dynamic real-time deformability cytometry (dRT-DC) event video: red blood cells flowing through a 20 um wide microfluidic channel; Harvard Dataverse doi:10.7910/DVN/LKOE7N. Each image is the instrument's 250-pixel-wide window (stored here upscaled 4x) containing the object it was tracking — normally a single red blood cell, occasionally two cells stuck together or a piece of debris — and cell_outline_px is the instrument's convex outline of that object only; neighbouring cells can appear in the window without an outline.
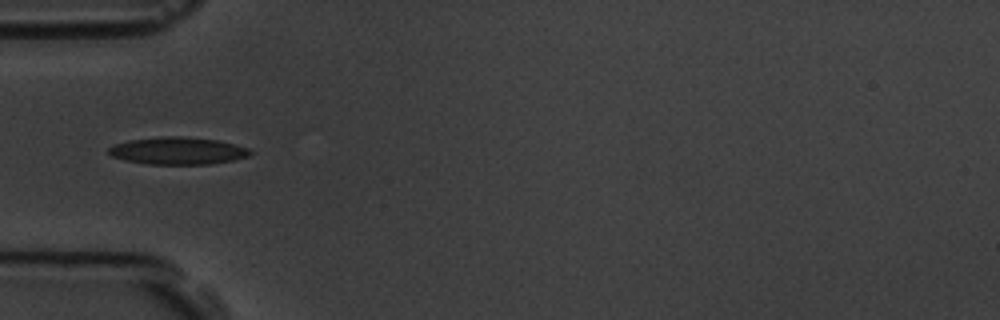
{"species": "common noctule bat (a hibernating species)", "species_latin": "Nyctalus noctula", "temperature_condition": "room temperature", "stored_images_in_passage": 8, "camera_frame_rate_fps": 3000, "um_per_image_px": 0.085, "animal": {"sex": "male", "body_mass_g": 19.5, "forearm_length_mm": 54.6}, "frame": {"image": 1, "passage_image": 5, "time_ms": 4.667, "image_size_px": [1000, 320], "cell_outline_px": [[252, 152], [248, 156], [232, 160], [212, 164], [148, 164], [124, 160], [112, 156], [108, 152], [108, 148], [112, 144], [128, 140], [160, 136], [180, 136], [216, 140], [236, 144], [248, 148]], "centroid_in_image_um": [15.07, 12.81], "position_along_channel_um": 69.9, "area_um2": 22.6}}
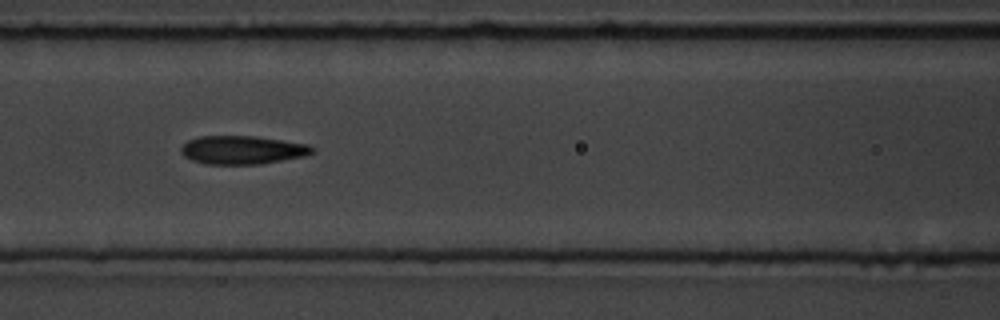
{"frame": {"image": 2, "passage_image": 7, "time_ms": 6.667, "image_size_px": [1000, 320], "cell_outline_px": [[316, 148], [312, 152], [304, 156], [260, 164], [204, 164], [192, 160], [184, 156], [180, 152], [180, 148], [188, 140], [200, 136], [256, 136], [308, 144]], "centroid_in_image_um": [20.58, 12.74], "position_along_channel_um": 146.0, "area_um2": 21.73}}
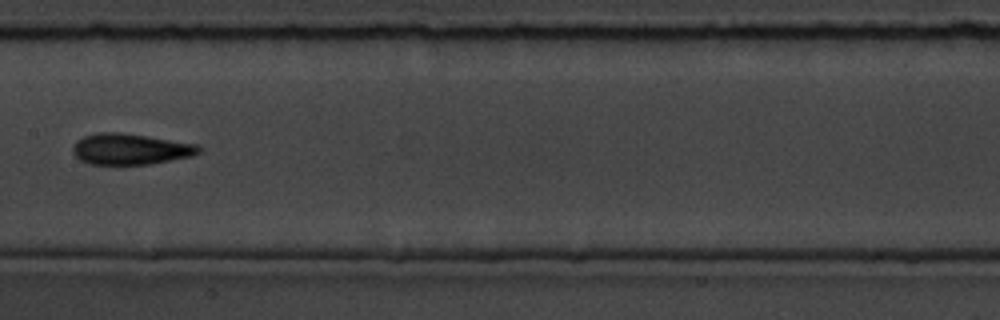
{"frame": {"image": 3, "passage_image": 8, "time_ms": 8.0, "image_size_px": [1000, 320], "cell_outline_px": [[200, 152], [192, 156], [148, 164], [88, 164], [80, 160], [72, 152], [72, 148], [76, 140], [84, 136], [96, 132], [120, 132], [148, 136], [196, 144], [200, 148]], "centroid_in_image_um": [11.03, 12.66], "position_along_channel_um": 196.4, "area_um2": 22.72}}